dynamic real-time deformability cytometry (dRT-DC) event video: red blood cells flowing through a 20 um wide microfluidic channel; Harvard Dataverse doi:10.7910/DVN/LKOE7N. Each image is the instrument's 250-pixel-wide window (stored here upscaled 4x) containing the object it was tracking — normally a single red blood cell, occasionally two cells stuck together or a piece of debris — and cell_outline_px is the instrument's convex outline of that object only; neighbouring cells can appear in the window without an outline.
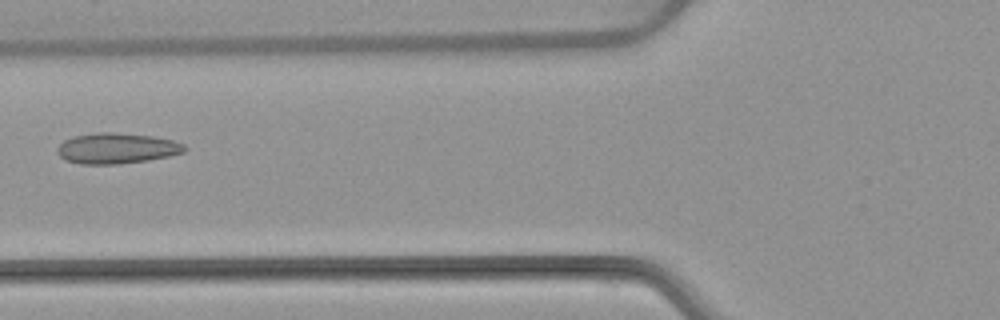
{"species": "common noctule bat (a hibernating species)", "species_latin": "Nyctalus noctula", "temperature_condition": "warm", "stored_images_in_passage": 6, "camera_frame_rate_fps": 3000, "um_per_image_px": 0.085, "animal": {"sex": "female", "body_mass_g": 22.7, "forearm_length_mm": 54.2}, "frame": {"image": 1, "passage_image": 6, "time_ms": 6.667, "image_size_px": [1000, 320], "cell_outline_px": [[188, 148], [184, 152], [168, 156], [148, 160], [116, 164], [80, 164], [64, 160], [56, 152], [56, 148], [64, 140], [76, 136], [96, 132], [112, 132], [152, 136], [172, 140], [184, 144]], "centroid_in_image_um": [9.9, 12.61], "position_along_channel_um": 115.9, "area_um2": 22.72}}